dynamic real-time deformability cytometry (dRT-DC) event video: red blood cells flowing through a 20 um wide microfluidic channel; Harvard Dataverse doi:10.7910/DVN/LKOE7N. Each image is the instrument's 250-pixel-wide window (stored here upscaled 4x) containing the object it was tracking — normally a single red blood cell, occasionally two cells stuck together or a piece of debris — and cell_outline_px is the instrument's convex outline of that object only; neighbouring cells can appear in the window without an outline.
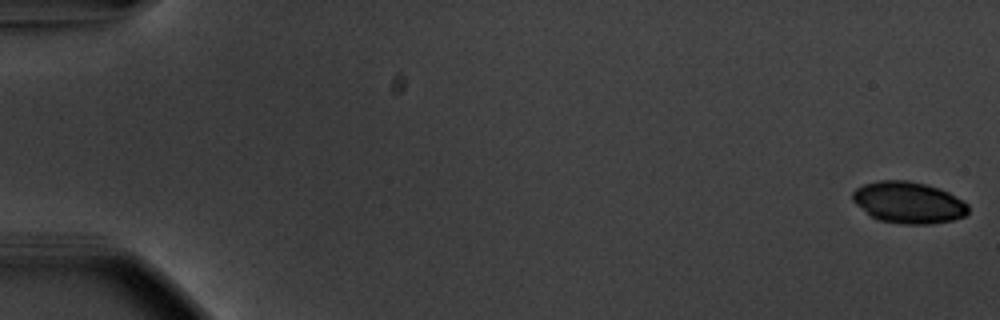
{"species": "common noctule bat (a hibernating species)", "species_latin": "Nyctalus noctula", "temperature_condition": "warm", "stored_images_in_passage": 55, "camera_frame_rate_fps": 3000, "um_per_image_px": 0.085, "animal": {"sex": "male", "body_mass_g": 20.1, "forearm_length_mm": 53.5}, "frame": {"image": 1, "passage_image": 1, "time_ms": 0.0, "image_size_px": [1000, 320], "cell_outline_px": [[968, 212], [964, 216], [952, 220], [932, 224], [900, 224], [880, 220], [872, 216], [856, 204], [852, 200], [852, 192], [856, 188], [864, 184], [880, 180], [908, 180], [940, 188], [964, 200], [968, 204]], "centroid_in_image_um": [77.24, 17.21], "position_along_channel_um": 7.8, "area_um2": 28.03}}
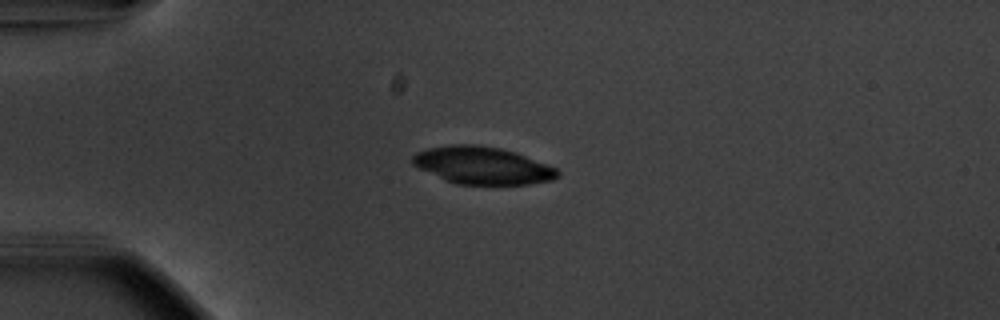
{"frame": {"image": 2, "passage_image": 15, "time_ms": 4.667, "image_size_px": [1000, 320], "cell_outline_px": [[560, 176], [552, 180], [528, 184], [456, 184], [420, 168], [412, 164], [412, 156], [416, 152], [428, 148], [452, 144], [476, 144], [500, 148], [516, 152], [556, 168], [560, 172]], "centroid_in_image_um": [41.02, 14.05], "position_along_channel_um": 44.0, "area_um2": 31.39}}
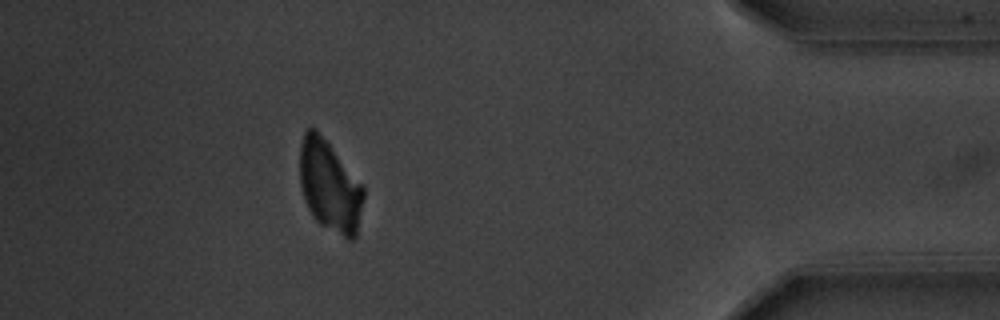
{"frame": {"image": 3, "passage_image": 50, "time_ms": 16.333, "image_size_px": [1000, 320], "cell_outline_px": [[364, 196], [356, 236], [352, 240], [348, 240], [320, 224], [312, 216], [304, 200], [300, 184], [300, 144], [304, 132], [308, 128], [316, 128], [364, 184]], "centroid_in_image_um": [28.03, 15.81], "position_along_channel_um": 407.2, "area_um2": 34.28}}